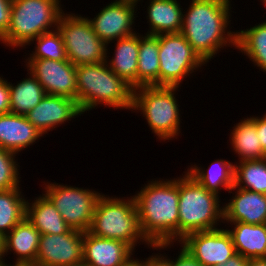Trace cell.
I'll list each match as a JSON object with an SVG mask.
<instances>
[{
  "mask_svg": "<svg viewBox=\"0 0 266 266\" xmlns=\"http://www.w3.org/2000/svg\"><path fill=\"white\" fill-rule=\"evenodd\" d=\"M231 2L191 0L183 11L180 33L206 64L224 47L236 48V30H230Z\"/></svg>",
  "mask_w": 266,
  "mask_h": 266,
  "instance_id": "obj_1",
  "label": "cell"
},
{
  "mask_svg": "<svg viewBox=\"0 0 266 266\" xmlns=\"http://www.w3.org/2000/svg\"><path fill=\"white\" fill-rule=\"evenodd\" d=\"M139 225L152 245L179 242V177L152 179L134 195ZM177 241V242H176Z\"/></svg>",
  "mask_w": 266,
  "mask_h": 266,
  "instance_id": "obj_2",
  "label": "cell"
},
{
  "mask_svg": "<svg viewBox=\"0 0 266 266\" xmlns=\"http://www.w3.org/2000/svg\"><path fill=\"white\" fill-rule=\"evenodd\" d=\"M76 81L77 102L83 114L99 105L132 110L134 88L118 77L106 61L76 66Z\"/></svg>",
  "mask_w": 266,
  "mask_h": 266,
  "instance_id": "obj_3",
  "label": "cell"
},
{
  "mask_svg": "<svg viewBox=\"0 0 266 266\" xmlns=\"http://www.w3.org/2000/svg\"><path fill=\"white\" fill-rule=\"evenodd\" d=\"M89 232L98 237L124 241L134 251L141 243L150 250L152 248L141 232L133 195L118 198L102 193L96 203Z\"/></svg>",
  "mask_w": 266,
  "mask_h": 266,
  "instance_id": "obj_4",
  "label": "cell"
},
{
  "mask_svg": "<svg viewBox=\"0 0 266 266\" xmlns=\"http://www.w3.org/2000/svg\"><path fill=\"white\" fill-rule=\"evenodd\" d=\"M183 173L179 177V241L193 232L217 229L223 223L220 195L201 186L187 171Z\"/></svg>",
  "mask_w": 266,
  "mask_h": 266,
  "instance_id": "obj_5",
  "label": "cell"
},
{
  "mask_svg": "<svg viewBox=\"0 0 266 266\" xmlns=\"http://www.w3.org/2000/svg\"><path fill=\"white\" fill-rule=\"evenodd\" d=\"M61 0H12L10 25L0 38L6 47L26 45L41 34L57 28L63 13Z\"/></svg>",
  "mask_w": 266,
  "mask_h": 266,
  "instance_id": "obj_6",
  "label": "cell"
},
{
  "mask_svg": "<svg viewBox=\"0 0 266 266\" xmlns=\"http://www.w3.org/2000/svg\"><path fill=\"white\" fill-rule=\"evenodd\" d=\"M178 88L141 86L134 89L131 112H140L160 142L177 139L181 133L182 116L176 98Z\"/></svg>",
  "mask_w": 266,
  "mask_h": 266,
  "instance_id": "obj_7",
  "label": "cell"
},
{
  "mask_svg": "<svg viewBox=\"0 0 266 266\" xmlns=\"http://www.w3.org/2000/svg\"><path fill=\"white\" fill-rule=\"evenodd\" d=\"M57 28L64 41L67 59L72 64L78 66L106 61L107 45L93 31L86 16L63 11Z\"/></svg>",
  "mask_w": 266,
  "mask_h": 266,
  "instance_id": "obj_8",
  "label": "cell"
},
{
  "mask_svg": "<svg viewBox=\"0 0 266 266\" xmlns=\"http://www.w3.org/2000/svg\"><path fill=\"white\" fill-rule=\"evenodd\" d=\"M205 65L181 33L159 35V86L181 87Z\"/></svg>",
  "mask_w": 266,
  "mask_h": 266,
  "instance_id": "obj_9",
  "label": "cell"
},
{
  "mask_svg": "<svg viewBox=\"0 0 266 266\" xmlns=\"http://www.w3.org/2000/svg\"><path fill=\"white\" fill-rule=\"evenodd\" d=\"M44 194L51 200L65 222L72 228L87 232L90 229L96 203L102 193L55 182H43Z\"/></svg>",
  "mask_w": 266,
  "mask_h": 266,
  "instance_id": "obj_10",
  "label": "cell"
},
{
  "mask_svg": "<svg viewBox=\"0 0 266 266\" xmlns=\"http://www.w3.org/2000/svg\"><path fill=\"white\" fill-rule=\"evenodd\" d=\"M84 232L70 229L64 234L40 236L33 266H82Z\"/></svg>",
  "mask_w": 266,
  "mask_h": 266,
  "instance_id": "obj_11",
  "label": "cell"
},
{
  "mask_svg": "<svg viewBox=\"0 0 266 266\" xmlns=\"http://www.w3.org/2000/svg\"><path fill=\"white\" fill-rule=\"evenodd\" d=\"M224 227L186 235L181 245L203 266L224 264L236 253L231 235Z\"/></svg>",
  "mask_w": 266,
  "mask_h": 266,
  "instance_id": "obj_12",
  "label": "cell"
},
{
  "mask_svg": "<svg viewBox=\"0 0 266 266\" xmlns=\"http://www.w3.org/2000/svg\"><path fill=\"white\" fill-rule=\"evenodd\" d=\"M24 63L46 94L77 101L76 66L69 60L25 59Z\"/></svg>",
  "mask_w": 266,
  "mask_h": 266,
  "instance_id": "obj_13",
  "label": "cell"
},
{
  "mask_svg": "<svg viewBox=\"0 0 266 266\" xmlns=\"http://www.w3.org/2000/svg\"><path fill=\"white\" fill-rule=\"evenodd\" d=\"M137 9L138 6L130 3L111 1L101 8L94 18L87 17V19L93 31L108 46L120 38L137 32L134 27L138 17Z\"/></svg>",
  "mask_w": 266,
  "mask_h": 266,
  "instance_id": "obj_14",
  "label": "cell"
},
{
  "mask_svg": "<svg viewBox=\"0 0 266 266\" xmlns=\"http://www.w3.org/2000/svg\"><path fill=\"white\" fill-rule=\"evenodd\" d=\"M82 114L76 100L46 94L25 116L42 135H46L73 118L81 117Z\"/></svg>",
  "mask_w": 266,
  "mask_h": 266,
  "instance_id": "obj_15",
  "label": "cell"
},
{
  "mask_svg": "<svg viewBox=\"0 0 266 266\" xmlns=\"http://www.w3.org/2000/svg\"><path fill=\"white\" fill-rule=\"evenodd\" d=\"M134 252L124 241L84 232L82 266H127Z\"/></svg>",
  "mask_w": 266,
  "mask_h": 266,
  "instance_id": "obj_16",
  "label": "cell"
},
{
  "mask_svg": "<svg viewBox=\"0 0 266 266\" xmlns=\"http://www.w3.org/2000/svg\"><path fill=\"white\" fill-rule=\"evenodd\" d=\"M229 202L223 203V222L266 224V194L233 186Z\"/></svg>",
  "mask_w": 266,
  "mask_h": 266,
  "instance_id": "obj_17",
  "label": "cell"
},
{
  "mask_svg": "<svg viewBox=\"0 0 266 266\" xmlns=\"http://www.w3.org/2000/svg\"><path fill=\"white\" fill-rule=\"evenodd\" d=\"M40 236L39 231L25 217L5 235L3 258L5 266H33L38 253ZM11 253L16 257L13 264L5 260V255L7 257Z\"/></svg>",
  "mask_w": 266,
  "mask_h": 266,
  "instance_id": "obj_18",
  "label": "cell"
},
{
  "mask_svg": "<svg viewBox=\"0 0 266 266\" xmlns=\"http://www.w3.org/2000/svg\"><path fill=\"white\" fill-rule=\"evenodd\" d=\"M44 137L26 118L14 113L0 114V147L19 155Z\"/></svg>",
  "mask_w": 266,
  "mask_h": 266,
  "instance_id": "obj_19",
  "label": "cell"
},
{
  "mask_svg": "<svg viewBox=\"0 0 266 266\" xmlns=\"http://www.w3.org/2000/svg\"><path fill=\"white\" fill-rule=\"evenodd\" d=\"M114 46L115 50L111 59H109V46L106 47L107 65L118 77L124 79L134 89L137 88L140 33L120 38L116 40Z\"/></svg>",
  "mask_w": 266,
  "mask_h": 266,
  "instance_id": "obj_20",
  "label": "cell"
},
{
  "mask_svg": "<svg viewBox=\"0 0 266 266\" xmlns=\"http://www.w3.org/2000/svg\"><path fill=\"white\" fill-rule=\"evenodd\" d=\"M147 4L149 29L144 34L180 33L184 9L179 0H149Z\"/></svg>",
  "mask_w": 266,
  "mask_h": 266,
  "instance_id": "obj_21",
  "label": "cell"
},
{
  "mask_svg": "<svg viewBox=\"0 0 266 266\" xmlns=\"http://www.w3.org/2000/svg\"><path fill=\"white\" fill-rule=\"evenodd\" d=\"M25 217L41 235L64 234L71 229L44 193L34 200H26Z\"/></svg>",
  "mask_w": 266,
  "mask_h": 266,
  "instance_id": "obj_22",
  "label": "cell"
},
{
  "mask_svg": "<svg viewBox=\"0 0 266 266\" xmlns=\"http://www.w3.org/2000/svg\"><path fill=\"white\" fill-rule=\"evenodd\" d=\"M227 223L236 253L247 258L266 257V224Z\"/></svg>",
  "mask_w": 266,
  "mask_h": 266,
  "instance_id": "obj_23",
  "label": "cell"
},
{
  "mask_svg": "<svg viewBox=\"0 0 266 266\" xmlns=\"http://www.w3.org/2000/svg\"><path fill=\"white\" fill-rule=\"evenodd\" d=\"M207 168L205 170L194 163L187 167V172L208 191L217 195L223 189L229 192L234 186L235 162L233 164L225 159H216Z\"/></svg>",
  "mask_w": 266,
  "mask_h": 266,
  "instance_id": "obj_24",
  "label": "cell"
},
{
  "mask_svg": "<svg viewBox=\"0 0 266 266\" xmlns=\"http://www.w3.org/2000/svg\"><path fill=\"white\" fill-rule=\"evenodd\" d=\"M232 129L229 141L231 149L233 148L232 152L239 158L237 162L266 158L257 136L255 123L248 116L234 124Z\"/></svg>",
  "mask_w": 266,
  "mask_h": 266,
  "instance_id": "obj_25",
  "label": "cell"
},
{
  "mask_svg": "<svg viewBox=\"0 0 266 266\" xmlns=\"http://www.w3.org/2000/svg\"><path fill=\"white\" fill-rule=\"evenodd\" d=\"M159 86V35L140 34L137 87Z\"/></svg>",
  "mask_w": 266,
  "mask_h": 266,
  "instance_id": "obj_26",
  "label": "cell"
},
{
  "mask_svg": "<svg viewBox=\"0 0 266 266\" xmlns=\"http://www.w3.org/2000/svg\"><path fill=\"white\" fill-rule=\"evenodd\" d=\"M266 74V21L236 30V48ZM261 69V70H260Z\"/></svg>",
  "mask_w": 266,
  "mask_h": 266,
  "instance_id": "obj_27",
  "label": "cell"
},
{
  "mask_svg": "<svg viewBox=\"0 0 266 266\" xmlns=\"http://www.w3.org/2000/svg\"><path fill=\"white\" fill-rule=\"evenodd\" d=\"M28 76L17 84L9 83L10 90V112L25 116L46 95L44 88L36 77L29 71Z\"/></svg>",
  "mask_w": 266,
  "mask_h": 266,
  "instance_id": "obj_28",
  "label": "cell"
},
{
  "mask_svg": "<svg viewBox=\"0 0 266 266\" xmlns=\"http://www.w3.org/2000/svg\"><path fill=\"white\" fill-rule=\"evenodd\" d=\"M0 191V232L9 233L26 216V200L22 189Z\"/></svg>",
  "mask_w": 266,
  "mask_h": 266,
  "instance_id": "obj_29",
  "label": "cell"
},
{
  "mask_svg": "<svg viewBox=\"0 0 266 266\" xmlns=\"http://www.w3.org/2000/svg\"><path fill=\"white\" fill-rule=\"evenodd\" d=\"M234 186L266 194V158L236 162Z\"/></svg>",
  "mask_w": 266,
  "mask_h": 266,
  "instance_id": "obj_30",
  "label": "cell"
},
{
  "mask_svg": "<svg viewBox=\"0 0 266 266\" xmlns=\"http://www.w3.org/2000/svg\"><path fill=\"white\" fill-rule=\"evenodd\" d=\"M31 44L35 45L34 51H31L32 53L26 59L68 60L64 41L58 28L41 34L31 40L26 46L29 47Z\"/></svg>",
  "mask_w": 266,
  "mask_h": 266,
  "instance_id": "obj_31",
  "label": "cell"
},
{
  "mask_svg": "<svg viewBox=\"0 0 266 266\" xmlns=\"http://www.w3.org/2000/svg\"><path fill=\"white\" fill-rule=\"evenodd\" d=\"M17 154L0 147V191L20 187V165Z\"/></svg>",
  "mask_w": 266,
  "mask_h": 266,
  "instance_id": "obj_32",
  "label": "cell"
},
{
  "mask_svg": "<svg viewBox=\"0 0 266 266\" xmlns=\"http://www.w3.org/2000/svg\"><path fill=\"white\" fill-rule=\"evenodd\" d=\"M172 246H174V243H161L152 246L153 251L159 250V253H152L148 258L142 259H133L139 266H171L170 264V258L167 256V254H161V250L170 249ZM168 247V248H167ZM170 247V248H169Z\"/></svg>",
  "mask_w": 266,
  "mask_h": 266,
  "instance_id": "obj_33",
  "label": "cell"
},
{
  "mask_svg": "<svg viewBox=\"0 0 266 266\" xmlns=\"http://www.w3.org/2000/svg\"><path fill=\"white\" fill-rule=\"evenodd\" d=\"M12 0H0V38L7 32L10 25Z\"/></svg>",
  "mask_w": 266,
  "mask_h": 266,
  "instance_id": "obj_34",
  "label": "cell"
},
{
  "mask_svg": "<svg viewBox=\"0 0 266 266\" xmlns=\"http://www.w3.org/2000/svg\"><path fill=\"white\" fill-rule=\"evenodd\" d=\"M178 256L172 260L170 257L171 266H203L199 263L184 247L180 245Z\"/></svg>",
  "mask_w": 266,
  "mask_h": 266,
  "instance_id": "obj_35",
  "label": "cell"
},
{
  "mask_svg": "<svg viewBox=\"0 0 266 266\" xmlns=\"http://www.w3.org/2000/svg\"><path fill=\"white\" fill-rule=\"evenodd\" d=\"M10 112V90L8 80L0 76V114Z\"/></svg>",
  "mask_w": 266,
  "mask_h": 266,
  "instance_id": "obj_36",
  "label": "cell"
},
{
  "mask_svg": "<svg viewBox=\"0 0 266 266\" xmlns=\"http://www.w3.org/2000/svg\"><path fill=\"white\" fill-rule=\"evenodd\" d=\"M249 118L255 123L257 136L261 143L263 152L266 154V113L262 116H249Z\"/></svg>",
  "mask_w": 266,
  "mask_h": 266,
  "instance_id": "obj_37",
  "label": "cell"
},
{
  "mask_svg": "<svg viewBox=\"0 0 266 266\" xmlns=\"http://www.w3.org/2000/svg\"><path fill=\"white\" fill-rule=\"evenodd\" d=\"M249 258L242 256L241 254H235L233 257L228 259L224 264L215 266H247Z\"/></svg>",
  "mask_w": 266,
  "mask_h": 266,
  "instance_id": "obj_38",
  "label": "cell"
},
{
  "mask_svg": "<svg viewBox=\"0 0 266 266\" xmlns=\"http://www.w3.org/2000/svg\"><path fill=\"white\" fill-rule=\"evenodd\" d=\"M247 266H266V257L249 258Z\"/></svg>",
  "mask_w": 266,
  "mask_h": 266,
  "instance_id": "obj_39",
  "label": "cell"
},
{
  "mask_svg": "<svg viewBox=\"0 0 266 266\" xmlns=\"http://www.w3.org/2000/svg\"><path fill=\"white\" fill-rule=\"evenodd\" d=\"M5 235L0 232V258H4Z\"/></svg>",
  "mask_w": 266,
  "mask_h": 266,
  "instance_id": "obj_40",
  "label": "cell"
},
{
  "mask_svg": "<svg viewBox=\"0 0 266 266\" xmlns=\"http://www.w3.org/2000/svg\"><path fill=\"white\" fill-rule=\"evenodd\" d=\"M114 1H117V2H125V3H130V4H133V5H138L140 4L143 0H114ZM140 2V3H139Z\"/></svg>",
  "mask_w": 266,
  "mask_h": 266,
  "instance_id": "obj_41",
  "label": "cell"
},
{
  "mask_svg": "<svg viewBox=\"0 0 266 266\" xmlns=\"http://www.w3.org/2000/svg\"><path fill=\"white\" fill-rule=\"evenodd\" d=\"M127 266H139V265L133 260Z\"/></svg>",
  "mask_w": 266,
  "mask_h": 266,
  "instance_id": "obj_42",
  "label": "cell"
},
{
  "mask_svg": "<svg viewBox=\"0 0 266 266\" xmlns=\"http://www.w3.org/2000/svg\"><path fill=\"white\" fill-rule=\"evenodd\" d=\"M0 266H5L3 258H0Z\"/></svg>",
  "mask_w": 266,
  "mask_h": 266,
  "instance_id": "obj_43",
  "label": "cell"
},
{
  "mask_svg": "<svg viewBox=\"0 0 266 266\" xmlns=\"http://www.w3.org/2000/svg\"><path fill=\"white\" fill-rule=\"evenodd\" d=\"M260 2H262V4H264L263 6H266V0H260Z\"/></svg>",
  "mask_w": 266,
  "mask_h": 266,
  "instance_id": "obj_44",
  "label": "cell"
}]
</instances>
